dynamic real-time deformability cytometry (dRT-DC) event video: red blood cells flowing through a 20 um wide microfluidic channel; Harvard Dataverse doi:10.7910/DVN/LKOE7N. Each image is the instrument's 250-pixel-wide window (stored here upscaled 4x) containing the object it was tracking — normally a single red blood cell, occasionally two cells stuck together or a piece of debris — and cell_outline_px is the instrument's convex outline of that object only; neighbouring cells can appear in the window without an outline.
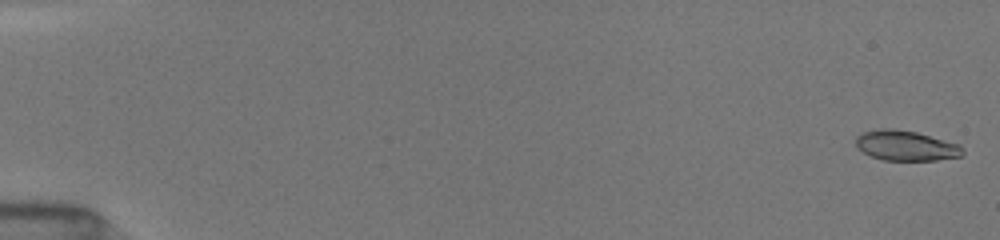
{"species": "common noctule bat (a hibernating species)", "species_latin": "Nyctalus noctula", "temperature_condition": "room temperature", "stored_images_in_passage": 52, "camera_frame_rate_fps": 3000, "um_per_image_px": 0.085, "animal": {"sex": "female", "body_mass_g": 19.5, "forearm_length_mm": 54.1}, "frame": {"image": 1, "passage_image": 1, "time_ms": 0.0, "image_size_px": [1000, 240], "cell_outline_px": [[964, 156], [936, 160], [884, 160], [872, 156], [856, 148], [856, 136], [864, 132], [880, 128], [892, 128], [916, 132], [960, 144], [964, 148]], "centroid_in_image_um": [77.03, 12.38], "position_along_channel_um": 8.0, "area_um2": 18.84}}
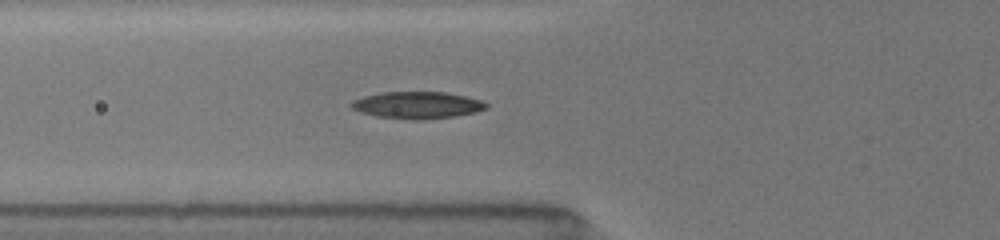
{"frame": {"image": 2, "passage_image": 20, "time_ms": 6.333, "image_size_px": [1000, 240], "cell_outline_px": [[488, 108], [476, 112], [452, 116], [424, 120], [416, 120], [376, 116], [360, 112], [352, 108], [348, 104], [352, 100], [364, 96], [384, 92], [444, 92], [464, 96], [480, 100], [488, 104]], "centroid_in_image_um": [35.44, 8.93], "position_along_channel_um": 90.4, "area_um2": 21.1}}
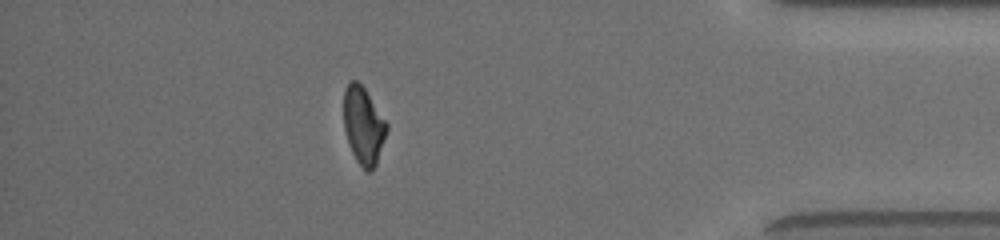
{"frame": {"image": 3, "passage_image": 46, "time_ms": 15.0, "image_size_px": [1000, 240], "cell_outline_px": [[388, 128], [376, 164], [372, 172], [368, 172], [356, 160], [348, 144], [344, 128], [344, 88], [352, 80], [356, 80], [364, 88], [388, 124]], "centroid_in_image_um": [30.88, 10.68], "position_along_channel_um": 404.3, "area_um2": 19.19}, "authors_computed_cell_mechanics": {"area_um2": 19.941, "velocity_mm_per_s": 4.0312, "shape_relaxation_time_tau1_ms": 4.4087, "shape_relaxation_time_tau2_ms": 4.6237, "deformation_change_tau1": 0.1614, "deformation_change_tau2": 0.1017}}